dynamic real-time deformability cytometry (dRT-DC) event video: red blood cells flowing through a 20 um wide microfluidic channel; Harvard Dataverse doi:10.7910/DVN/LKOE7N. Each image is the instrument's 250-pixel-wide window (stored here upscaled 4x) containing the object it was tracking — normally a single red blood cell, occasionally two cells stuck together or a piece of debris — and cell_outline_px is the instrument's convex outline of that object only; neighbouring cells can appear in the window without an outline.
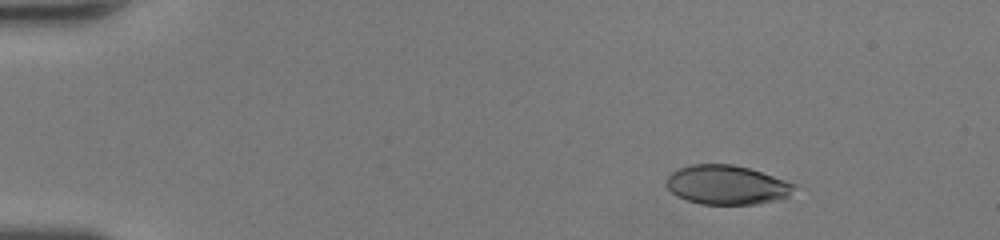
{"species": "human", "species_latin": "Homo sapiens", "temperature_condition": "room temperature", "stored_images_in_passage": 37, "camera_frame_rate_fps": 3000, "um_per_image_px": 0.085, "donor": {"sex": "female"}, "frame": {"image": 1, "passage_image": 1, "time_ms": 0.0, "image_size_px": [1000, 240], "cell_outline_px": [[796, 184], [788, 196], [776, 200], [756, 204], [700, 204], [676, 196], [664, 184], [664, 180], [672, 172], [680, 168], [692, 164], [732, 164], [748, 168]], "centroid_in_image_um": [61.72, 15.72], "position_along_channel_um": 23.3, "area_um2": 29.02}}
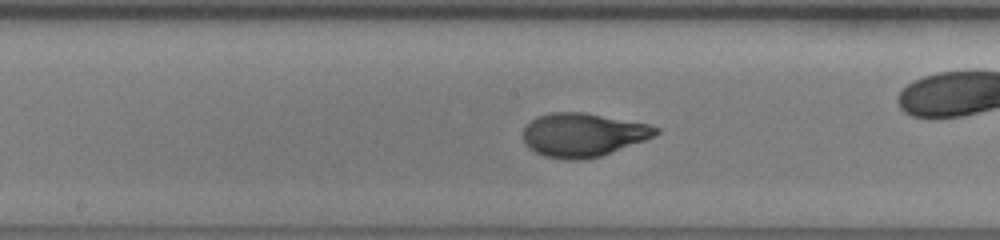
{"frame": {"image": 2, "passage_image": 21, "time_ms": 6.667, "image_size_px": [1000, 240], "cell_outline_px": [[660, 132], [644, 140], [600, 156], [584, 160], [568, 160], [544, 156], [528, 148], [524, 144], [524, 128], [536, 116], [548, 112], [584, 112], [648, 124], [660, 128]], "centroid_in_image_um": [49.52, 11.46], "position_along_channel_um": 198.7, "area_um2": 33.64}}
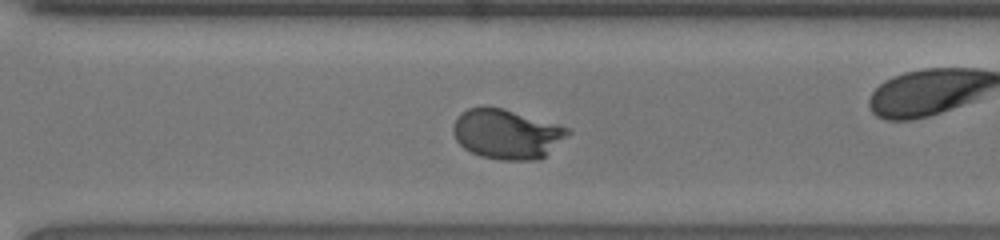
{"frame": {"image": 3, "passage_image": 30, "time_ms": 9.667, "image_size_px": [1000, 240], "cell_outline_px": [[572, 132], [568, 136], [540, 160], [500, 160], [480, 156], [464, 148], [456, 140], [452, 132], [452, 124], [456, 116], [460, 112], [468, 108], [484, 104], [504, 108], [560, 124], [572, 128]], "centroid_in_image_um": [43.07, 11.36], "position_along_channel_um": 327.5, "area_um2": 34.16}, "authors_computed_cell_mechanics": {"area_um2": 33.1772, "velocity_mm_per_s": 4.3067, "shape_relaxation_time_tau1_ms": 4.2283, "shape_relaxation_time_tau2_ms": null, "deformation_change_tau1": 0.2499, "deformation_change_tau2": null}}